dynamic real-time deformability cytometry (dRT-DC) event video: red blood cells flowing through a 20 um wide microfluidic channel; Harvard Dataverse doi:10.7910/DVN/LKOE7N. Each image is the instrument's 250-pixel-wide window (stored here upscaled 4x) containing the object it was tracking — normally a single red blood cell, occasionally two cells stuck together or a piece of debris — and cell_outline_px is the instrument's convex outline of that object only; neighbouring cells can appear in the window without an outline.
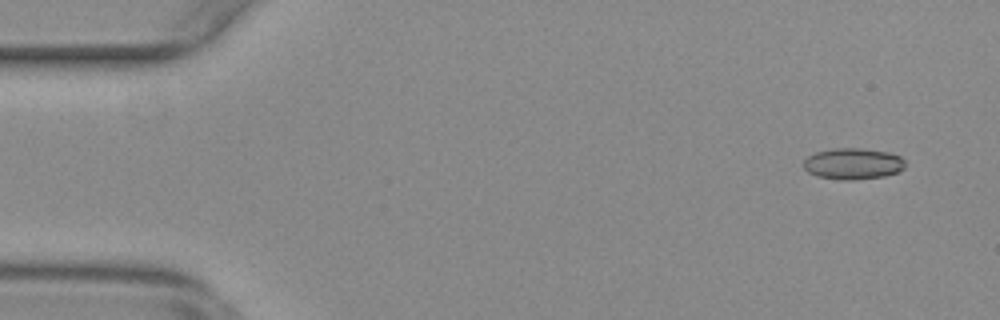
{"species": "common noctule bat (a hibernating species)", "species_latin": "Nyctalus noctula", "temperature_condition": "warm", "stored_images_in_passage": 55, "camera_frame_rate_fps": 3000, "um_per_image_px": 0.085, "animal": {"sex": "female", "body_mass_g": 29.2, "forearm_length_mm": 56.3}, "frame": {"image": 1, "passage_image": 4, "time_ms": 1.0, "image_size_px": [1000, 320], "cell_outline_px": [[904, 168], [896, 172], [884, 176], [852, 180], [840, 180], [816, 176], [808, 172], [804, 168], [804, 160], [808, 156], [816, 152], [832, 148], [860, 148], [888, 152], [900, 156], [904, 160]], "centroid_in_image_um": [72.48, 13.91], "position_along_channel_um": 12.5, "area_um2": 18.5}}
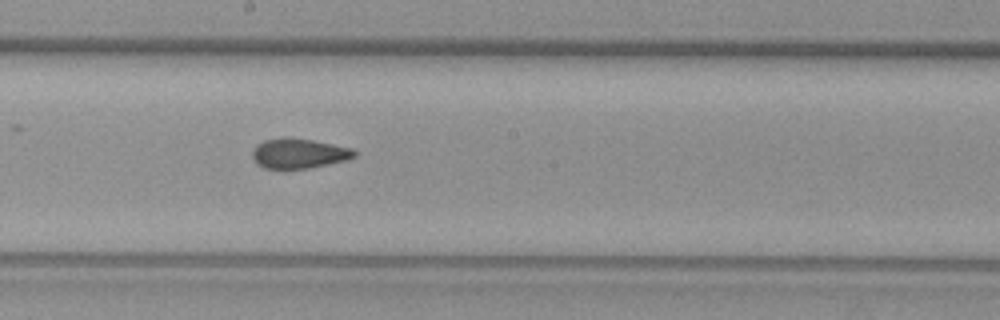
{"frame": {"image": 2, "passage_image": 30, "time_ms": 9.667, "image_size_px": [1000, 320], "cell_outline_px": [[356, 156], [344, 160], [328, 164], [308, 168], [264, 168], [256, 164], [252, 156], [252, 152], [256, 144], [264, 140], [284, 136], [288, 136], [312, 140], [352, 148], [356, 152]], "centroid_in_image_um": [25.36, 13.02], "position_along_channel_um": 222.8, "area_um2": 17.8}}
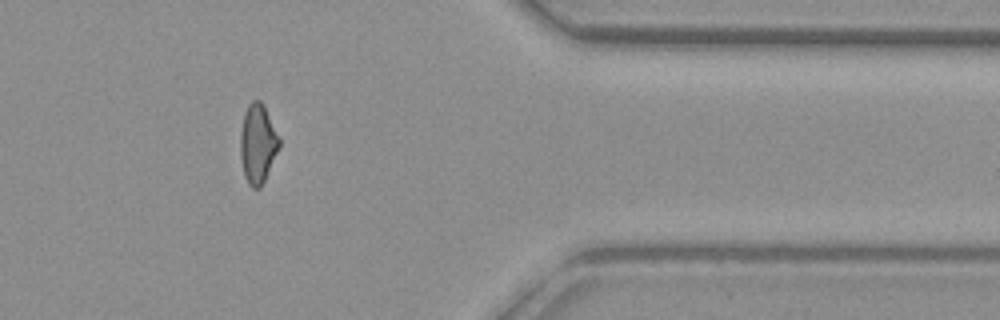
{"frame": {"image": 3, "passage_image": 45, "time_ms": 14.667, "image_size_px": [1000, 320], "cell_outline_px": [[280, 148], [260, 188], [252, 188], [248, 184], [244, 176], [240, 156], [240, 132], [244, 112], [248, 104], [252, 100], [260, 100], [264, 104], [280, 136]], "centroid_in_image_um": [21.91, 12.18], "position_along_channel_um": 389.5, "area_um2": 18.32}, "authors_computed_cell_mechanics": {"area_um2": 18.3226, "velocity_mm_per_s": 3.8054, "shape_relaxation_time_tau1_ms": null, "shape_relaxation_time_tau2_ms": 2.1753, "deformation_change_tau1": null, "deformation_change_tau2": 0.0637}}